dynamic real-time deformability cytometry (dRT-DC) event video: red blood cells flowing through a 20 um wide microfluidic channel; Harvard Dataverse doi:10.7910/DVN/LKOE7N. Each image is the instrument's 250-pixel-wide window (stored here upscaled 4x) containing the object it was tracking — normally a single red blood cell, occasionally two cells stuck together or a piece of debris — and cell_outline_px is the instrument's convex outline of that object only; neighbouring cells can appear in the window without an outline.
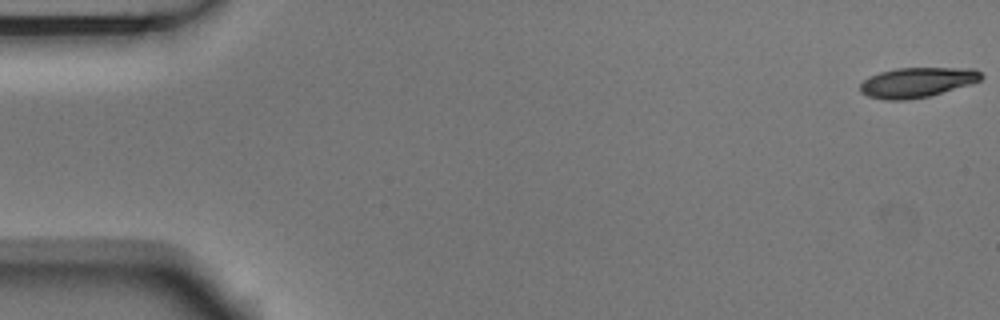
{"species": "Egyptian fruit bat (a non-hibernating species)", "species_latin": "Rousettus aegyptiacus", "temperature_condition": "room temperature", "stored_images_in_passage": 54, "camera_frame_rate_fps": 3000, "um_per_image_px": 0.085, "animal": {"sex": "male"}, "frame": {"image": 1, "passage_image": 1, "time_ms": 0.0, "image_size_px": [1000, 320], "cell_outline_px": [[984, 76], [980, 80], [972, 84], [928, 96], [904, 100], [884, 100], [868, 96], [860, 92], [860, 84], [868, 76], [880, 72], [896, 68], [976, 68]], "centroid_in_image_um": [77.95, 6.99], "position_along_channel_um": 7.0, "area_um2": 21.21}}
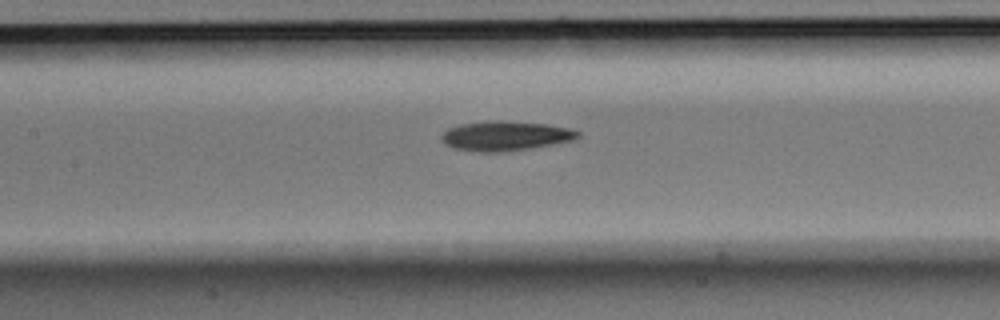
{"frame": {"image": 2, "passage_image": 25, "time_ms": 8.0, "image_size_px": [1000, 320], "cell_outline_px": [[580, 136], [572, 140], [532, 148], [504, 152], [480, 152], [452, 148], [444, 144], [440, 140], [440, 136], [448, 128], [460, 124], [496, 120], [548, 124], [572, 128], [580, 132]], "centroid_in_image_um": [42.94, 11.55], "position_along_channel_um": 164.5, "area_um2": 23.7}}
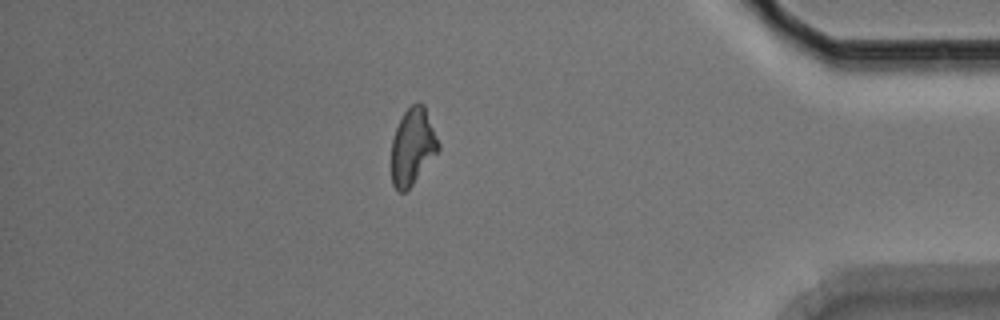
{"frame": {"image": 3, "passage_image": 47, "time_ms": 15.333, "image_size_px": [1000, 320], "cell_outline_px": [[440, 148], [412, 184], [404, 192], [400, 192], [392, 184], [392, 140], [396, 128], [404, 112], [416, 100], [424, 104], [440, 144]], "centroid_in_image_um": [35.07, 12.41], "position_along_channel_um": 400.1, "area_um2": 20.63}, "authors_computed_cell_mechanics": {"area_um2": 21.964, "velocity_mm_per_s": 3.7269, "shape_relaxation_time_tau1_ms": 7.05, "shape_relaxation_time_tau2_ms": null, "deformation_change_tau1": 0.1849, "deformation_change_tau2": null}}